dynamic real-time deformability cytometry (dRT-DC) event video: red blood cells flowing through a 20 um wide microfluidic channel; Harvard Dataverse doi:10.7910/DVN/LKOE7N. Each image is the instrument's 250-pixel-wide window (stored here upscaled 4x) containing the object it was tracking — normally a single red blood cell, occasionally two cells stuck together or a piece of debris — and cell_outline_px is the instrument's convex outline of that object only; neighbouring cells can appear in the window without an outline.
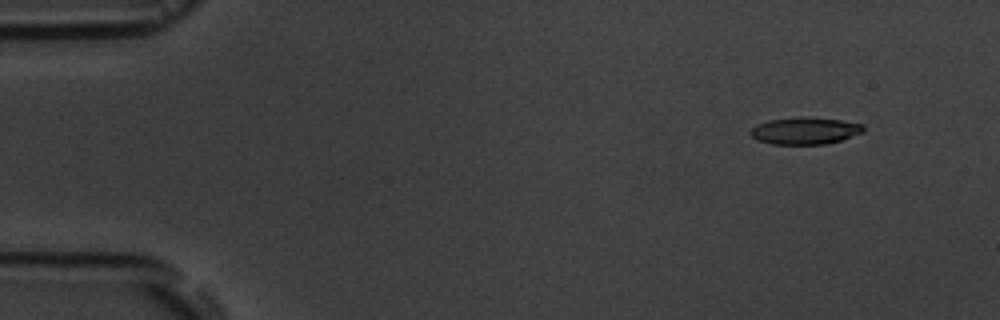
{"species": "common noctule bat (a hibernating species)", "species_latin": "Nyctalus noctula", "temperature_condition": "room temperature", "stored_images_in_passage": 4, "camera_frame_rate_fps": 3000, "um_per_image_px": 0.085, "animal": {"sex": "male", "body_mass_g": 19.5, "forearm_length_mm": 54.6}, "frame": {"image": 1, "passage_image": 1, "time_ms": 0.0, "image_size_px": [1000, 320], "cell_outline_px": [[864, 132], [828, 144], [772, 144], [756, 140], [748, 132], [756, 124], [768, 120], [800, 116], [804, 116], [840, 120], [864, 124]], "centroid_in_image_um": [68.4, 11.11], "position_along_channel_um": 16.6, "area_um2": 17.98}}
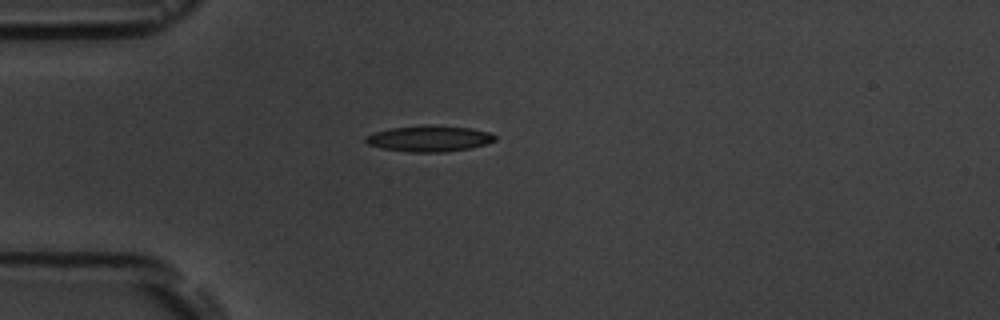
{"frame": {"image": 2, "passage_image": 4, "time_ms": 3.333, "image_size_px": [1000, 320], "cell_outline_px": [[496, 140], [488, 144], [472, 148], [444, 152], [408, 152], [384, 148], [368, 144], [364, 140], [364, 136], [372, 132], [392, 128], [468, 128], [492, 132], [496, 136]], "centroid_in_image_um": [36.51, 11.83], "position_along_channel_um": 48.5, "area_um2": 18.73}}